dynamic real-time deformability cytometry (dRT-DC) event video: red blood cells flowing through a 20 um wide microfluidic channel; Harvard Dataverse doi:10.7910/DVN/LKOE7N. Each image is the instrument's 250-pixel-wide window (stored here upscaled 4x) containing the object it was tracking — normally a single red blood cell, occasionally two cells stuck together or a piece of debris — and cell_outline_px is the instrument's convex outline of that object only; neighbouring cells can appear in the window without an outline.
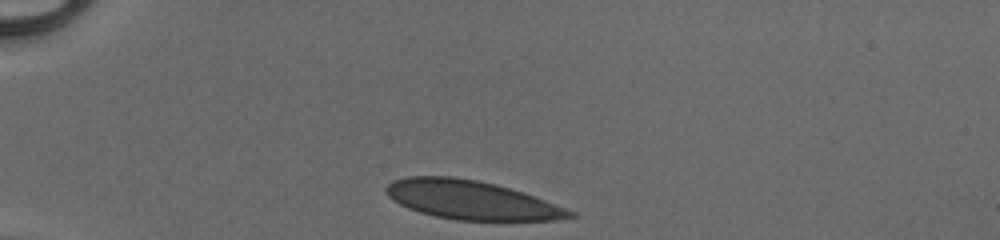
{"species": "human", "species_latin": "Homo sapiens", "temperature_condition": "cold", "stored_images_in_passage": 30, "camera_frame_rate_fps": 3000, "um_per_image_px": 0.085, "donor": {"sex": "male"}, "frame": {"image": 1, "passage_image": 1, "time_ms": 0.0, "image_size_px": [1000, 240], "cell_outline_px": [[576, 216], [556, 220], [456, 220], [436, 216], [420, 212], [408, 208], [400, 204], [388, 196], [384, 192], [384, 188], [392, 180], [408, 176], [452, 176], [476, 180], [496, 184], [524, 192], [576, 212]], "centroid_in_image_um": [40.04, 16.99], "position_along_channel_um": 45.0, "area_um2": 41.5}}
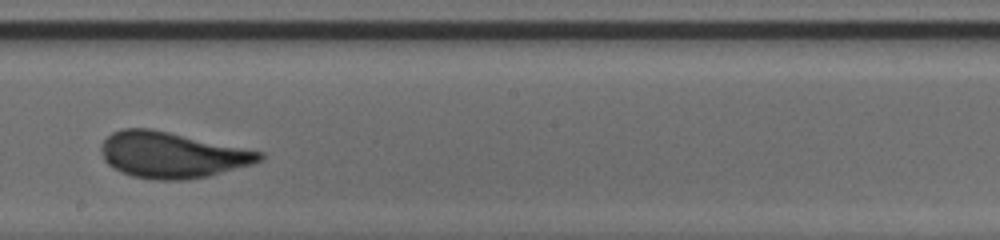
{"frame": {"image": 2, "passage_image": 18, "time_ms": 5.667, "image_size_px": [1000, 240], "cell_outline_px": [[264, 156], [260, 160], [252, 164], [208, 176], [184, 180], [156, 180], [132, 176], [120, 172], [108, 164], [104, 160], [100, 148], [104, 140], [112, 132], [124, 128], [152, 128], [264, 152]], "centroid_in_image_um": [14.6, 13.16], "position_along_channel_um": 233.6, "area_um2": 42.43}}
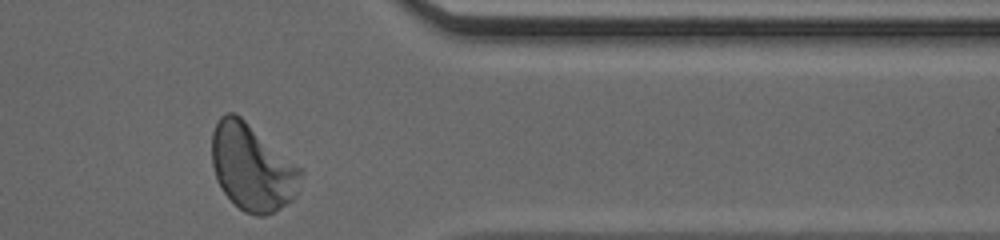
{"frame": {"image": 3, "passage_image": 30, "time_ms": 9.667, "image_size_px": [1000, 240], "cell_outline_px": [[304, 172], [296, 192], [292, 200], [280, 208], [264, 216], [256, 216], [244, 212], [224, 192], [216, 180], [212, 164], [212, 132], [220, 116], [224, 112], [236, 112], [304, 168]], "centroid_in_image_um": [21.46, 14.19], "position_along_channel_um": 389.9, "area_um2": 45.37}, "authors_computed_cell_mechanics": {"area_um2": 41.7894, "velocity_mm_per_s": 4.1243, "shape_relaxation_time_tau1_ms": 3.8165, "shape_relaxation_time_tau2_ms": null, "deformation_change_tau1": 0.1402, "deformation_change_tau2": null}}